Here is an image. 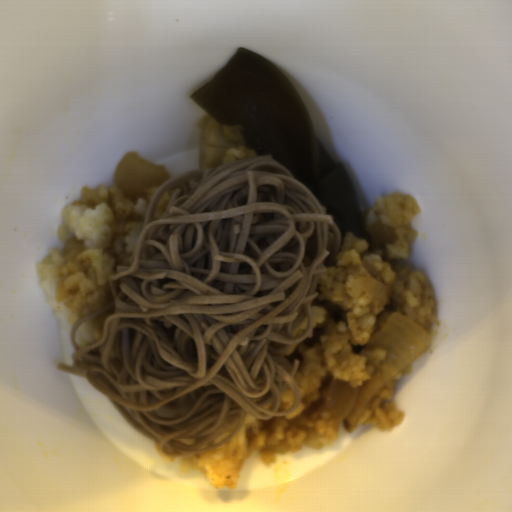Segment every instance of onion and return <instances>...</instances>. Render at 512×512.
I'll use <instances>...</instances> for the list:
<instances>
[{
	"instance_id": "06740285",
	"label": "onion",
	"mask_w": 512,
	"mask_h": 512,
	"mask_svg": "<svg viewBox=\"0 0 512 512\" xmlns=\"http://www.w3.org/2000/svg\"><path fill=\"white\" fill-rule=\"evenodd\" d=\"M426 330L412 319L392 312L384 324L368 339L366 347L387 350L374 375L360 385L358 397L345 419L355 425L371 401L382 389L430 344Z\"/></svg>"
},
{
	"instance_id": "6bf65262",
	"label": "onion",
	"mask_w": 512,
	"mask_h": 512,
	"mask_svg": "<svg viewBox=\"0 0 512 512\" xmlns=\"http://www.w3.org/2000/svg\"><path fill=\"white\" fill-rule=\"evenodd\" d=\"M112 179L118 190L138 201L146 197V189L160 187L171 176L165 166L148 162L134 151L122 155Z\"/></svg>"
},
{
	"instance_id": "55239325",
	"label": "onion",
	"mask_w": 512,
	"mask_h": 512,
	"mask_svg": "<svg viewBox=\"0 0 512 512\" xmlns=\"http://www.w3.org/2000/svg\"><path fill=\"white\" fill-rule=\"evenodd\" d=\"M358 287L383 301H388V286L369 277L360 280Z\"/></svg>"
}]
</instances>
